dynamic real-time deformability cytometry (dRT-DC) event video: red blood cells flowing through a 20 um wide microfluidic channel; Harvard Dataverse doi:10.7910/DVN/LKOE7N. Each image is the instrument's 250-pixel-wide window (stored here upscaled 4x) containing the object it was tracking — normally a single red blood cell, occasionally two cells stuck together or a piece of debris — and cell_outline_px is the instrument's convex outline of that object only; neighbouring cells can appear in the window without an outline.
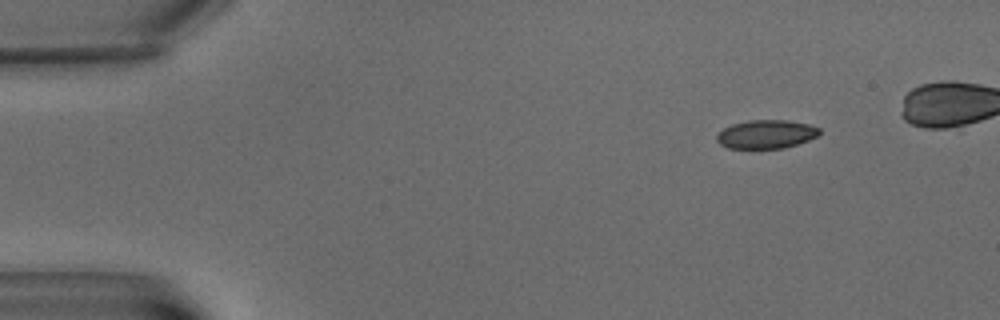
{"species": "common noctule bat (a hibernating species)", "species_latin": "Nyctalus noctula", "temperature_condition": "warm", "stored_images_in_passage": 5, "segment_of_instrument_passage": [1, 2], "camera_frame_rate_fps": 3000, "um_per_image_px": 0.085, "animal": {"sex": "male", "body_mass_g": 15.6}, "frame": {"image": 1, "passage_image": 1, "time_ms": 0.0, "image_size_px": [1000, 320], "cell_outline_px": [[820, 132], [816, 136], [808, 140], [784, 148], [728, 148], [720, 144], [716, 140], [716, 136], [724, 128], [732, 124], [748, 120], [788, 120], [808, 124], [820, 128]], "centroid_in_image_um": [65.11, 11.4], "position_along_channel_um": 19.9, "area_um2": 16.99}}